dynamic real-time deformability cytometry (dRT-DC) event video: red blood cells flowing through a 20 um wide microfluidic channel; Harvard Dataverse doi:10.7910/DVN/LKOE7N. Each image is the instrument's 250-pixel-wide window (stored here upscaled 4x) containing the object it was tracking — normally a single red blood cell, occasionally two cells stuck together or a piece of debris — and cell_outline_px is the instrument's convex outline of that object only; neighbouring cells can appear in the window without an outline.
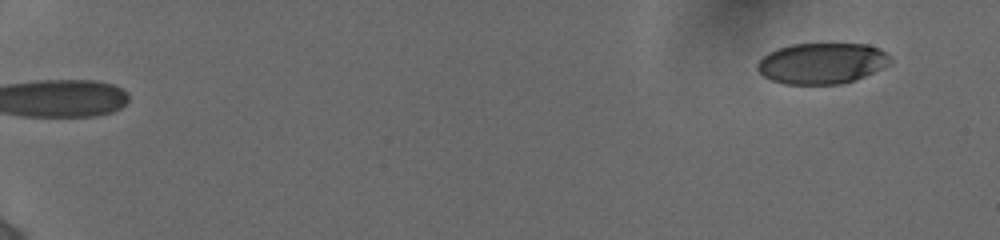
{"species": "human", "species_latin": "Homo sapiens", "temperature_condition": "cold", "stored_images_in_passage": 53, "camera_frame_rate_fps": 3000, "um_per_image_px": 0.085, "donor": {"sex": "female"}, "frame": {"image": 1, "passage_image": 1, "time_ms": 0.0, "image_size_px": [1000, 240], "cell_outline_px": [[892, 60], [888, 64], [856, 80], [844, 84], [784, 84], [772, 80], [764, 76], [756, 68], [756, 64], [768, 52], [776, 48], [792, 44], [868, 44], [884, 52]], "centroid_in_image_um": [69.82, 5.38], "position_along_channel_um": 15.2, "area_um2": 31.56}}
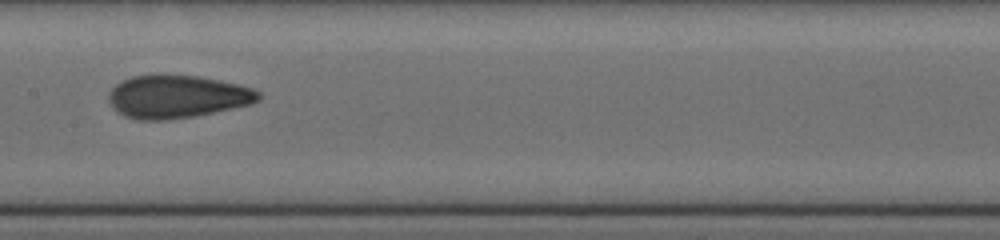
{"frame": {"image": 2, "passage_image": 29, "time_ms": 9.333, "image_size_px": [1000, 240], "cell_outline_px": [[260, 100], [252, 104], [196, 116], [168, 120], [136, 120], [124, 116], [116, 112], [112, 108], [108, 100], [108, 92], [116, 84], [132, 76], [196, 76], [220, 80], [252, 88], [260, 92]], "centroid_in_image_um": [15.04, 8.24], "position_along_channel_um": 192.4, "area_um2": 37.4}}
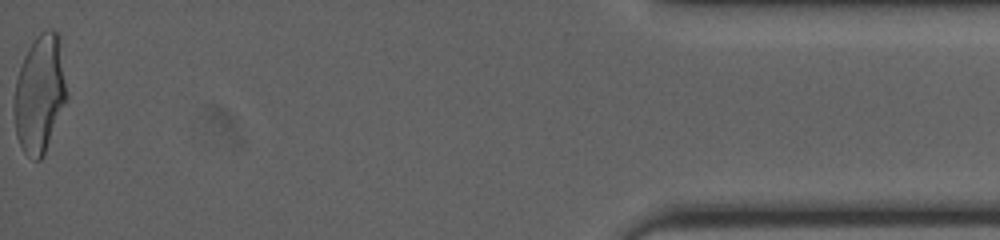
{"frame": {"image": 3, "passage_image": 53, "time_ms": 17.333, "image_size_px": [1000, 240], "cell_outline_px": [[68, 96], [44, 156], [40, 160], [32, 160], [24, 152], [16, 136], [12, 108], [16, 80], [24, 56], [28, 48], [36, 36], [40, 32], [48, 28], [52, 28], [60, 36]], "centroid_in_image_um": [3.38, 7.98], "position_along_channel_um": 431.8, "area_um2": 36.76}, "authors_computed_cell_mechanics": {"area_um2": 35.6048, "velocity_mm_per_s": 3.8974, "shape_relaxation_time_tau1_ms": 11.375, "shape_relaxation_time_tau2_ms": 1.1699, "deformation_change_tau1": 0.2646, "deformation_change_tau2": 0.0782}}